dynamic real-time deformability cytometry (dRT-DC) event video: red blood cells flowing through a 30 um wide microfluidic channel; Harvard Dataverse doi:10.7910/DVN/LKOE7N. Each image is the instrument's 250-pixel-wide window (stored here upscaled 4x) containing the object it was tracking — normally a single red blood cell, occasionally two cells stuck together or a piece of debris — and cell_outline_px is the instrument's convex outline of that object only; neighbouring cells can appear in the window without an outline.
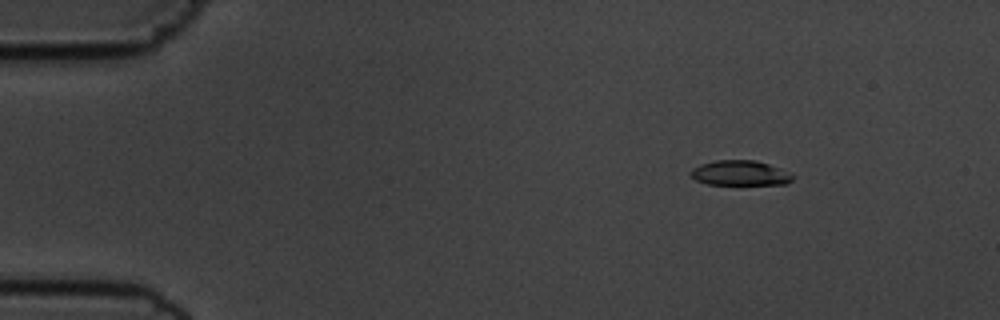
{"species": "common noctule bat (a hibernating species)", "species_latin": "Nyctalus noctula", "temperature_condition": "cold", "stored_images_in_passage": 55, "camera_frame_rate_fps": 3000, "um_per_image_px": 0.085, "animal": {"sex": "male", "body_mass_g": 19.5, "forearm_length_mm": 54.6}, "frame": {"image": 1, "passage_image": 7, "time_ms": 2.0, "image_size_px": [1000, 320], "cell_outline_px": [[796, 176], [788, 184], [708, 184], [696, 180], [688, 172], [692, 168], [700, 164], [716, 160], [756, 160], [792, 172]], "centroid_in_image_um": [62.95, 14.7], "position_along_channel_um": 22.1, "area_um2": 15.03}}
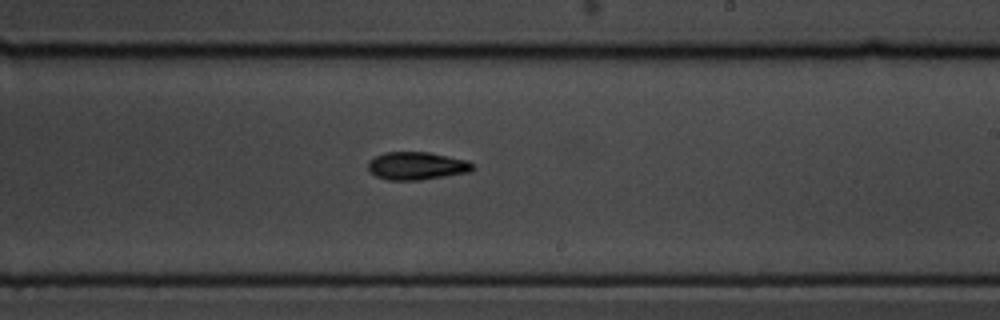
{"frame": {"image": 2, "passage_image": 33, "time_ms": 10.667, "image_size_px": [1000, 320], "cell_outline_px": [[472, 172], [420, 180], [388, 180], [376, 176], [368, 168], [368, 164], [376, 156], [384, 152], [428, 152], [468, 160], [472, 164]], "centroid_in_image_um": [35.45, 14.1], "position_along_channel_um": 253.6, "area_um2": 16.88}}
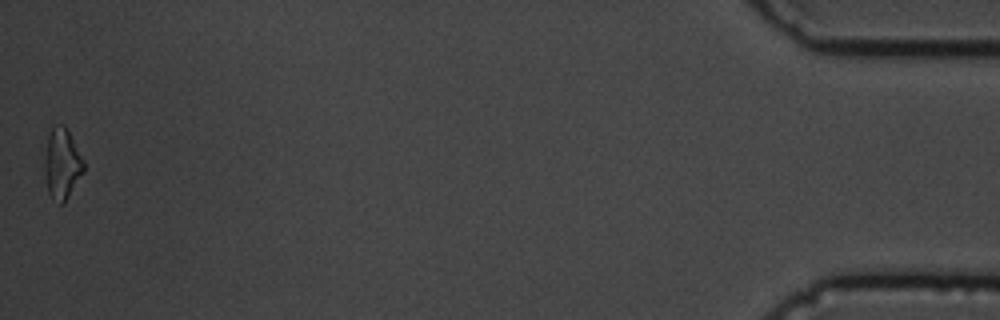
{"frame": {"image": 3, "passage_image": 55, "time_ms": 18.0, "image_size_px": [1000, 320], "cell_outline_px": [[84, 172], [64, 204], [60, 204], [52, 200], [48, 192], [44, 172], [44, 160], [48, 136], [52, 124], [64, 124], [84, 160]], "centroid_in_image_um": [5.26, 13.94], "position_along_channel_um": 429.9, "area_um2": 16.36}, "authors_computed_cell_mechanics": {"area_um2": 16.0106, "velocity_mm_per_s": 3.6374, "shape_relaxation_time_tau1_ms": 3.09, "shape_relaxation_time_tau2_ms": 11.0957, "deformation_change_tau1": 0.1083, "deformation_change_tau2": 0.1969}}